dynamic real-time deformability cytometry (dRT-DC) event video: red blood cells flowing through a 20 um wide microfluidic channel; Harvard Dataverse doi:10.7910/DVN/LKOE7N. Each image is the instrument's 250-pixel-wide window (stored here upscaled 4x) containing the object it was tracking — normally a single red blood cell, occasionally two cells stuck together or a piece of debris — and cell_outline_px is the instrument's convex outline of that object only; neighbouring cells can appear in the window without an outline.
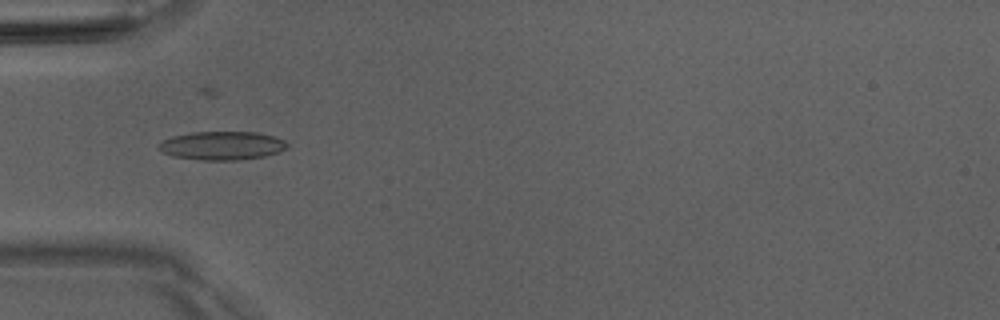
{"species": "Egyptian fruit bat (a non-hibernating species)", "species_latin": "Rousettus aegyptiacus", "temperature_condition": "room temperature", "stored_images_in_passage": 52, "camera_frame_rate_fps": 3000, "um_per_image_px": 0.085, "animal": {"sex": "male"}, "frame": {"image": 1, "passage_image": 17, "time_ms": 5.333, "image_size_px": [1000, 320], "cell_outline_px": [[288, 144], [280, 152], [264, 156], [240, 160], [204, 160], [172, 156], [156, 148], [156, 144], [172, 136], [192, 132], [256, 132], [272, 136], [284, 140]], "centroid_in_image_um": [18.84, 12.38], "position_along_channel_um": 66.2, "area_um2": 21.33}}
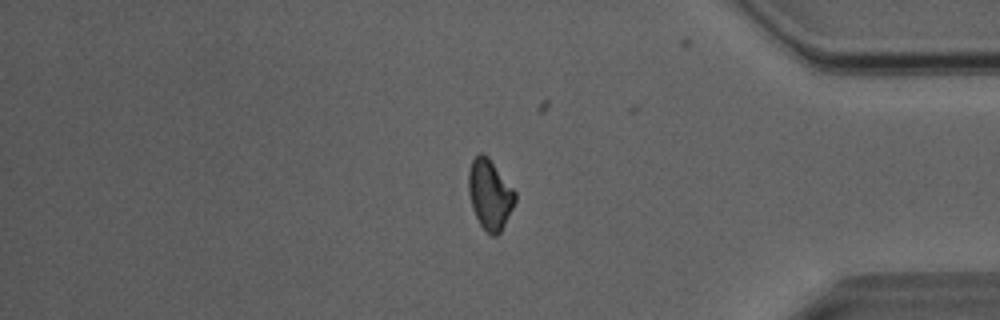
{"frame": {"image": 2, "passage_image": 43, "time_ms": 14.0, "image_size_px": [1000, 320], "cell_outline_px": [[516, 200], [500, 232], [496, 236], [492, 236], [480, 224], [472, 208], [468, 192], [468, 172], [472, 160], [480, 152], [484, 152], [488, 156], [516, 192]], "centroid_in_image_um": [41.62, 16.49], "position_along_channel_um": 393.6, "area_um2": 18.9}}
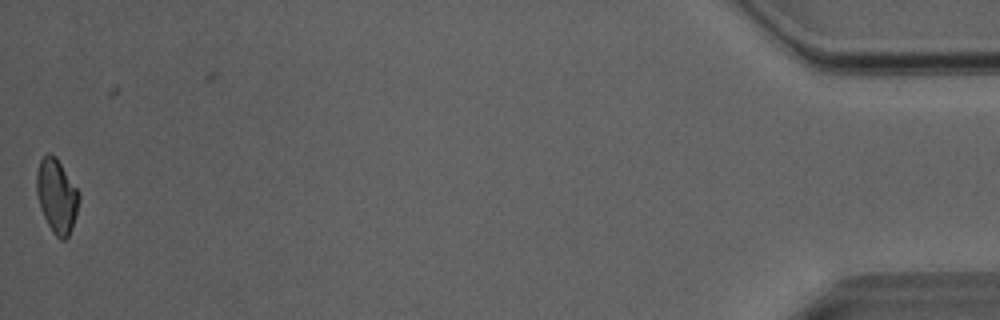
{"frame": {"image": 3, "passage_image": 51, "time_ms": 16.667, "image_size_px": [1000, 320], "cell_outline_px": [[80, 200], [72, 228], [68, 236], [64, 240], [60, 240], [52, 232], [40, 208], [36, 192], [36, 172], [40, 160], [48, 152], [52, 152], [56, 156], [80, 192]], "centroid_in_image_um": [4.82, 16.63], "position_along_channel_um": 430.4, "area_um2": 18.55}, "authors_computed_cell_mechanics": {"area_um2": 19.5075, "velocity_mm_per_s": 4.0794, "shape_relaxation_time_tau1_ms": 7.2221, "shape_relaxation_time_tau2_ms": 4.3807, "deformation_change_tau1": 0.1492, "deformation_change_tau2": 0.1003}}